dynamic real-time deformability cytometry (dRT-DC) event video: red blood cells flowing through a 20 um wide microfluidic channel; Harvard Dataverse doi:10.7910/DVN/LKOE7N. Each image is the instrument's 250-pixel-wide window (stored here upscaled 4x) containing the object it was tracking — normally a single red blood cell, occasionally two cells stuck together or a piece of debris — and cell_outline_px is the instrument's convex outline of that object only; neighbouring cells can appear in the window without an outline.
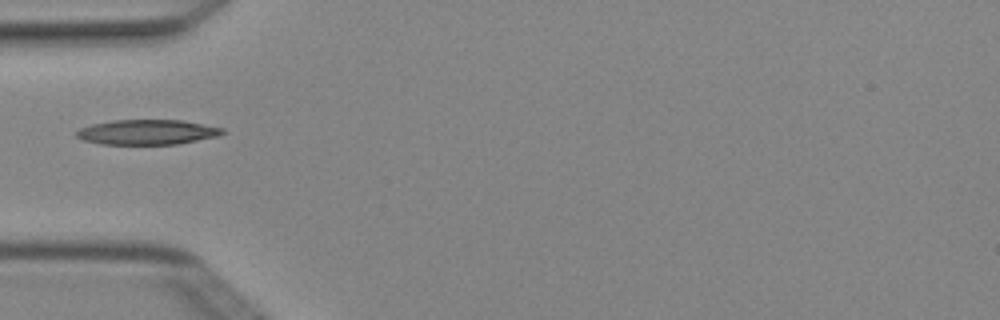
{"species": "Egyptian fruit bat (a non-hibernating species)", "species_latin": "Rousettus aegyptiacus", "temperature_condition": "cold", "stored_images_in_passage": 3, "camera_frame_rate_fps": 3000, "um_per_image_px": 0.085, "animal": {"sex": "female"}, "frame": {"image": 1, "passage_image": 3, "time_ms": 0.667, "image_size_px": [1000, 320], "cell_outline_px": [[224, 132], [216, 136], [176, 144], [100, 144], [84, 140], [76, 136], [76, 132], [80, 128], [92, 124], [112, 120], [180, 120], [224, 128]], "centroid_in_image_um": [12.47, 11.22], "position_along_channel_um": 72.5, "area_um2": 20.98}}